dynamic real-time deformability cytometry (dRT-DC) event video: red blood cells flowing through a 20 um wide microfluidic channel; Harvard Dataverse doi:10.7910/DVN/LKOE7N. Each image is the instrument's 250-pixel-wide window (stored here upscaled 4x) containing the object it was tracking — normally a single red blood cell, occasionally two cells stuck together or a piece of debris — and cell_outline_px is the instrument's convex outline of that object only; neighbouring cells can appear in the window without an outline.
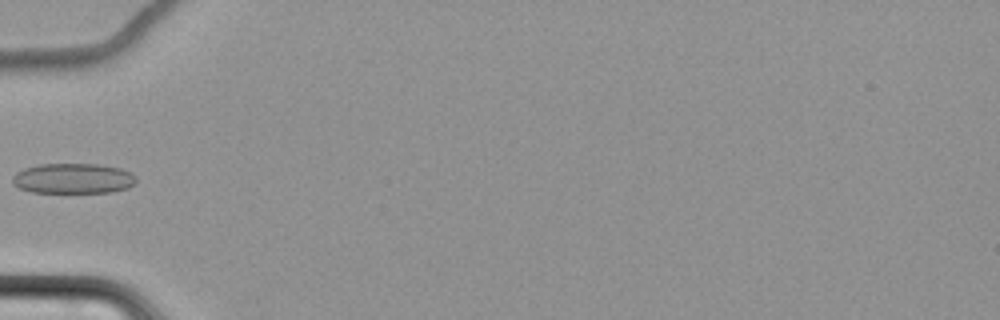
{"species": "common noctule bat (a hibernating species)", "species_latin": "Nyctalus noctula", "temperature_condition": "cold", "stored_images_in_passage": 10, "segment_of_instrument_passage": [1, 2], "camera_frame_rate_fps": 3000, "um_per_image_px": 0.085, "animal": {"sex": "female", "body_mass_g": 22.7, "forearm_length_mm": 54.2}, "frame": {"image": 1, "passage_image": 7, "time_ms": 7.333, "image_size_px": [1000, 320], "cell_outline_px": [[136, 184], [128, 188], [112, 192], [32, 192], [20, 188], [12, 184], [12, 176], [16, 172], [24, 168], [40, 164], [96, 164], [120, 168], [132, 172], [136, 176]], "centroid_in_image_um": [6.24, 15.17], "position_along_channel_um": 78.8, "area_um2": 21.96}}